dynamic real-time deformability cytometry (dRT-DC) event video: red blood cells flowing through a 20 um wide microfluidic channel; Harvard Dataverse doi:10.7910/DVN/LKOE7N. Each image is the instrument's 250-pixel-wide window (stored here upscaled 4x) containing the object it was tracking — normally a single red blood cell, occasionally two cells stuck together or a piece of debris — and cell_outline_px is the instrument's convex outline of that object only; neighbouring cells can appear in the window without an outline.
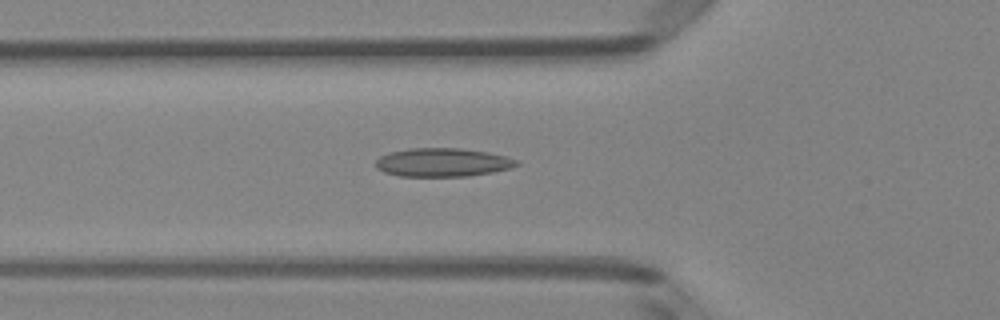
{"species": "Egyptian fruit bat (a non-hibernating species)", "species_latin": "Rousettus aegyptiacus", "temperature_condition": "room temperature", "stored_images_in_passage": 51, "camera_frame_rate_fps": 3000, "um_per_image_px": 0.085, "animal": {"sex": "female"}, "frame": {"image": 1, "passage_image": 18, "time_ms": 5.667, "image_size_px": [1000, 320], "cell_outline_px": [[520, 164], [512, 168], [492, 172], [468, 176], [400, 176], [384, 172], [376, 168], [376, 160], [380, 156], [388, 152], [408, 148], [460, 148], [488, 152], [520, 160]], "centroid_in_image_um": [37.63, 13.8], "position_along_channel_um": 88.2, "area_um2": 23.58}}
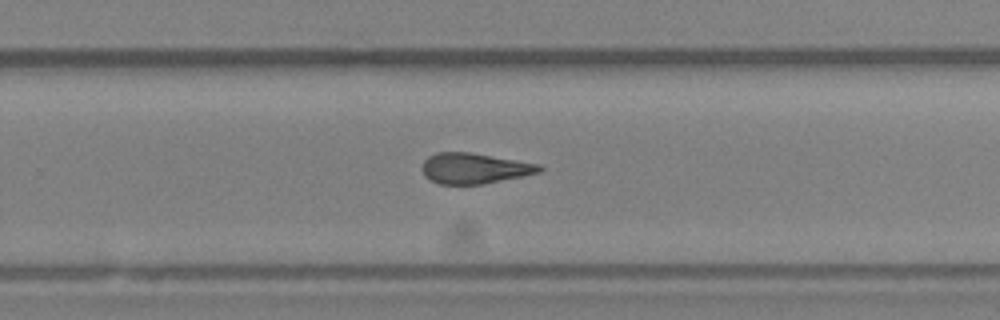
{"frame": {"image": 2, "passage_image": 33, "time_ms": 10.667, "image_size_px": [1000, 320], "cell_outline_px": [[544, 168], [540, 172], [524, 176], [484, 184], [440, 184], [424, 176], [420, 168], [424, 160], [428, 156], [436, 152], [468, 152], [540, 164]], "centroid_in_image_um": [40.3, 14.31], "position_along_channel_um": 289.5, "area_um2": 20.98}}
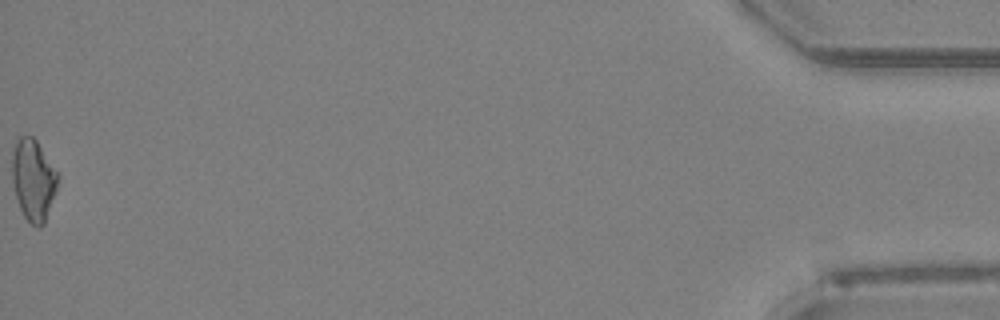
{"frame": {"image": 3, "passage_image": 51, "time_ms": 16.667, "image_size_px": [1000, 320], "cell_outline_px": [[60, 176], [56, 192], [44, 224], [40, 228], [36, 228], [24, 216], [20, 208], [12, 184], [12, 148], [16, 136], [32, 136], [36, 140]], "centroid_in_image_um": [2.82, 15.27], "position_along_channel_um": 432.4, "area_um2": 21.96}, "authors_computed_cell_mechanics": {"area_um2": 21.675, "velocity_mm_per_s": 4.0338, "shape_relaxation_time_tau1_ms": null, "shape_relaxation_time_tau2_ms": 3.1762, "deformation_change_tau1": null, "deformation_change_tau2": 0.1194}}